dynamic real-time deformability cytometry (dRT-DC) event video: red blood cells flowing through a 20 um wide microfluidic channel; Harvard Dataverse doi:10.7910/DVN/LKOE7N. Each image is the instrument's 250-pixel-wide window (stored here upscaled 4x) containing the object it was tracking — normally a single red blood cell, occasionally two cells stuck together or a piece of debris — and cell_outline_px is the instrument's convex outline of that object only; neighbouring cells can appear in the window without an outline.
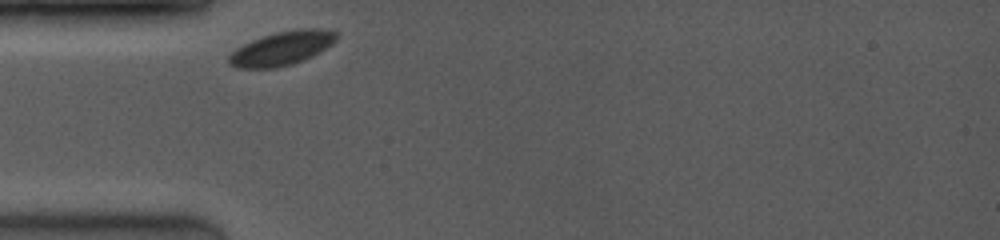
{"species": "common noctule bat (a hibernating species)", "species_latin": "Nyctalus noctula", "temperature_condition": "room temperature", "stored_images_in_passage": 45, "camera_frame_rate_fps": 4000, "um_per_image_px": 0.085, "animal": {"sex": "female", "body_mass_g": 19.0, "forearm_length_mm": 53.3}, "frame": {"image": 1, "passage_image": 1, "time_ms": 0.0, "image_size_px": [1000, 240], "cell_outline_px": [[336, 36], [324, 48], [292, 64], [272, 68], [240, 68], [232, 64], [228, 60], [228, 56], [236, 48], [252, 40], [276, 32], [296, 28], [320, 28], [336, 32]], "centroid_in_image_um": [23.89, 4.09], "position_along_channel_um": 61.1, "area_um2": 20.46}}
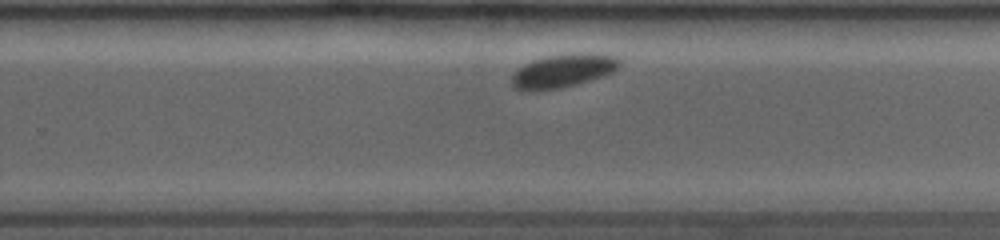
{"frame": {"image": 2, "passage_image": 35, "time_ms": 6.0, "image_size_px": [1000, 240], "cell_outline_px": [[620, 64], [612, 72], [576, 84], [556, 88], [516, 88], [512, 84], [512, 76], [524, 64], [532, 60], [548, 56], [572, 52], [588, 52], [616, 56], [620, 60]], "centroid_in_image_um": [47.93, 5.95], "position_along_channel_um": 281.9, "area_um2": 20.23}}
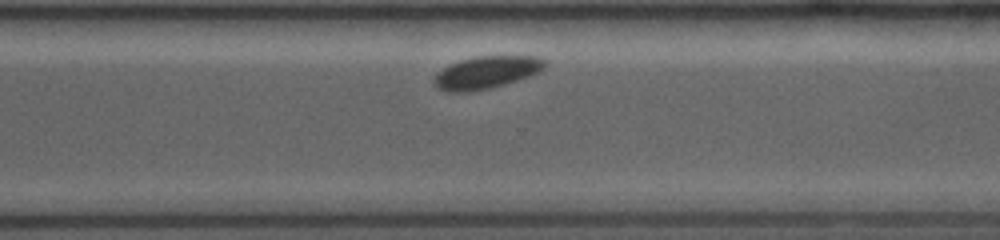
{"frame": {"image": 3, "passage_image": 42, "time_ms": 7.25, "image_size_px": [1000, 240], "cell_outline_px": [[544, 68], [528, 76], [504, 84], [488, 88], [468, 92], [456, 92], [436, 88], [432, 84], [436, 76], [444, 68], [460, 60], [476, 56], [536, 56], [544, 60]], "centroid_in_image_um": [41.32, 6.15], "position_along_channel_um": 329.3, "area_um2": 20.4}}